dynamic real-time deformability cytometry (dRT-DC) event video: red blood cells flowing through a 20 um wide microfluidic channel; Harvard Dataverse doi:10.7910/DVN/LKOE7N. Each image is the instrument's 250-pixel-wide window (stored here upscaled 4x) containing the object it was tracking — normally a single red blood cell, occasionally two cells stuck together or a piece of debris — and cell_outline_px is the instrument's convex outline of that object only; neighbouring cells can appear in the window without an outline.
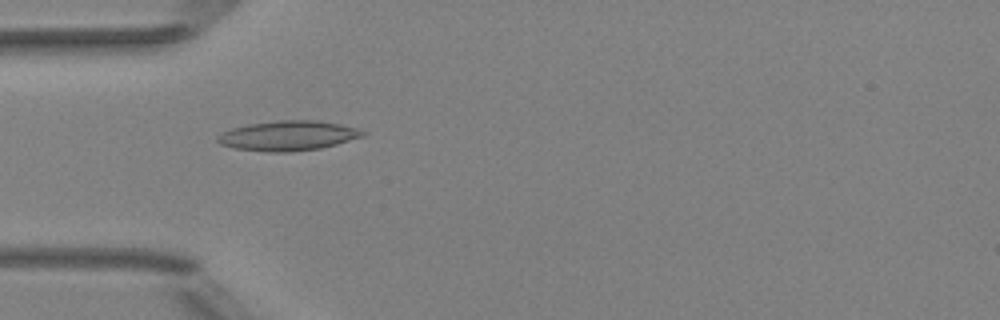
{"species": "Egyptian fruit bat (a non-hibernating species)", "species_latin": "Rousettus aegyptiacus", "temperature_condition": "room temperature", "stored_images_in_passage": 50, "camera_frame_rate_fps": 3000, "um_per_image_px": 0.085, "animal": {"sex": "female"}, "frame": {"image": 1, "passage_image": 15, "time_ms": 4.667, "image_size_px": [1000, 320], "cell_outline_px": [[368, 132], [364, 136], [336, 144], [320, 148], [288, 152], [268, 152], [236, 148], [220, 144], [216, 140], [216, 136], [232, 128], [248, 124], [276, 120], [316, 120], [340, 124], [356, 128]], "centroid_in_image_um": [24.49, 11.53], "position_along_channel_um": 60.5, "area_um2": 25.2}}
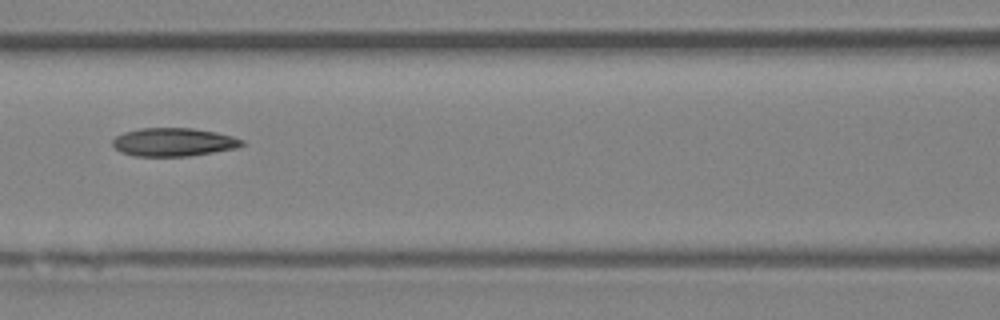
{"frame": {"image": 2, "passage_image": 22, "time_ms": 7.0, "image_size_px": [1000, 320], "cell_outline_px": [[244, 144], [236, 148], [188, 156], [132, 156], [120, 152], [112, 144], [112, 140], [116, 136], [124, 132], [140, 128], [192, 128], [216, 132], [232, 136], [244, 140]], "centroid_in_image_um": [14.73, 12.08], "position_along_channel_um": 151.9, "area_um2": 21.33}}
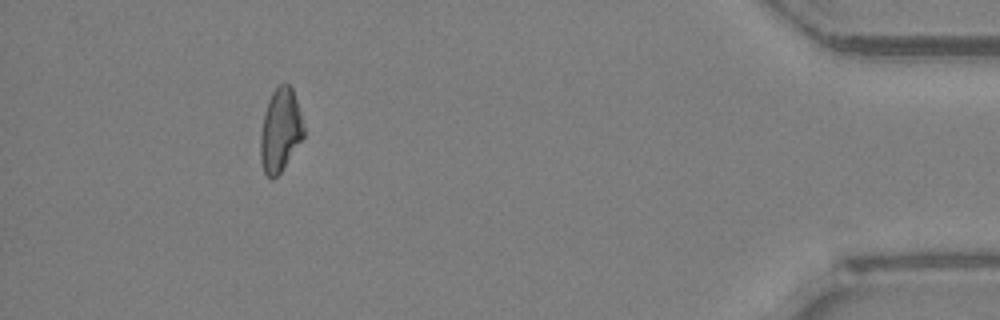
{"frame": {"image": 3, "passage_image": 46, "time_ms": 15.0, "image_size_px": [1000, 320], "cell_outline_px": [[304, 136], [280, 172], [272, 180], [264, 172], [260, 160], [260, 132], [264, 112], [268, 100], [272, 92], [280, 84], [288, 84], [292, 88], [300, 112], [304, 128]], "centroid_in_image_um": [23.8, 11.07], "position_along_channel_um": 411.4, "area_um2": 20.81}, "authors_computed_cell_mechanics": {"area_um2": 21.4727, "velocity_mm_per_s": 4.0083, "shape_relaxation_time_tau1_ms": null, "shape_relaxation_time_tau2_ms": 4.6726, "deformation_change_tau1": null, "deformation_change_tau2": 0.1251}}